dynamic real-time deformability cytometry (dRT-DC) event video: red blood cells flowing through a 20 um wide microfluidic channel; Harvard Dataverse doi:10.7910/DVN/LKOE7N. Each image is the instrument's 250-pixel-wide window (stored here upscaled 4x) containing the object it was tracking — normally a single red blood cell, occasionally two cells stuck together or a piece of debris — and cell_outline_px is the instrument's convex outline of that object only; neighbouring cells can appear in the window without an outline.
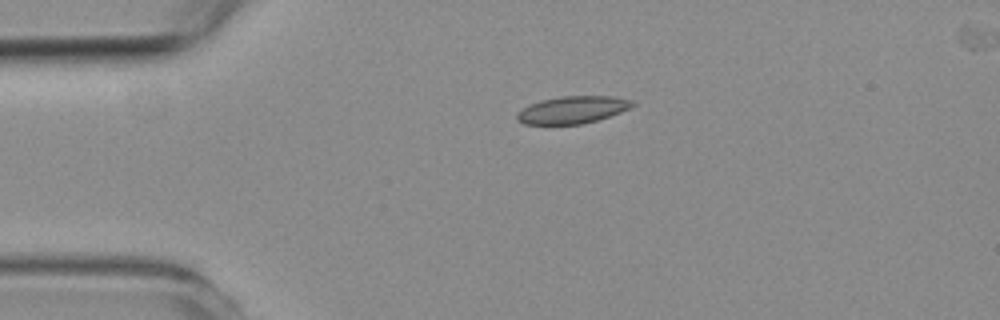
{"species": "common noctule bat (a hibernating species)", "species_latin": "Nyctalus noctula", "temperature_condition": "room temperature", "stored_images_in_passage": 29, "camera_frame_rate_fps": 3000, "um_per_image_px": 0.085, "animal": {"sex": "female", "body_mass_g": 19.3, "forearm_length_mm": 54.1}, "frame": {"image": 1, "passage_image": 1, "time_ms": 0.0, "image_size_px": [1000, 320], "cell_outline_px": [[636, 104], [632, 108], [584, 124], [524, 124], [516, 120], [516, 112], [540, 100], [560, 96], [612, 96], [632, 100]], "centroid_in_image_um": [48.67, 9.33], "position_along_channel_um": 36.3, "area_um2": 18.38}}
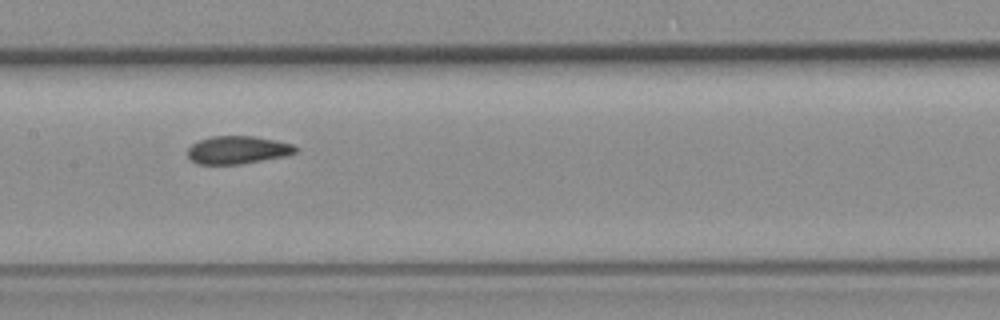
{"frame": {"image": 2, "passage_image": 16, "time_ms": 5.0, "image_size_px": [1000, 320], "cell_outline_px": [[300, 148], [296, 152], [288, 156], [240, 164], [200, 164], [192, 160], [188, 156], [188, 148], [192, 144], [200, 140], [212, 136], [252, 136], [276, 140], [292, 144]], "centroid_in_image_um": [20.25, 12.74], "position_along_channel_um": 187.1, "area_um2": 17.57}}
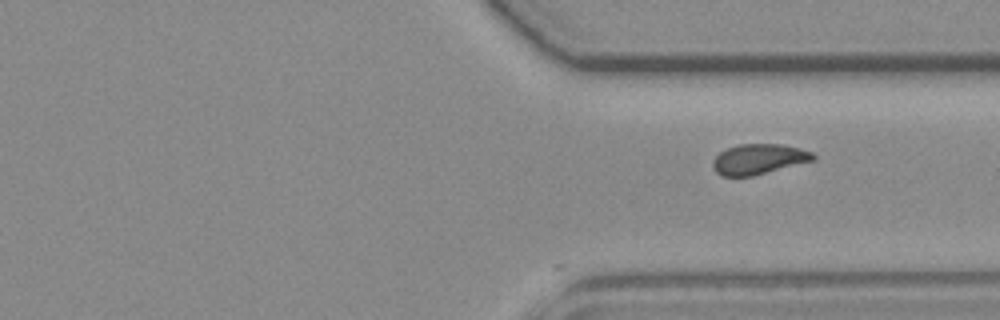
{"frame": {"image": 3, "passage_image": 29, "time_ms": 9.333, "image_size_px": [1000, 320], "cell_outline_px": [[816, 160], [752, 176], [720, 176], [716, 172], [712, 164], [712, 160], [720, 152], [728, 148], [740, 144], [780, 144], [800, 148], [812, 152], [816, 156]], "centroid_in_image_um": [64.5, 13.53], "position_along_channel_um": 346.9, "area_um2": 17.74}}